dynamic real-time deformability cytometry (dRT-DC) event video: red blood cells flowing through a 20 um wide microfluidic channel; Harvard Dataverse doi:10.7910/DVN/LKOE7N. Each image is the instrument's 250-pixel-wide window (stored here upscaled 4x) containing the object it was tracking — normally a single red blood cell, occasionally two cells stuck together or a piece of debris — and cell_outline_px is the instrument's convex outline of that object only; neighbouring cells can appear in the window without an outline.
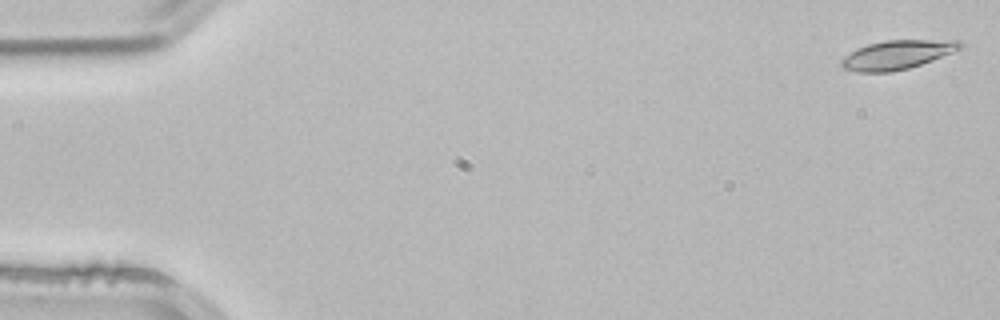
{"species": "common noctule bat (a hibernating species)", "species_latin": "Nyctalus noctula", "temperature_condition": "room temperature", "stored_images_in_passage": 3, "camera_frame_rate_fps": 3000, "um_per_image_px": 0.085, "animal": {"sex": "male", "body_mass_g": 21.5, "forearm_length_mm": 52.0}, "frame": {"image": 1, "passage_image": 1, "time_ms": 0.0, "image_size_px": [1000, 320], "cell_outline_px": [[964, 48], [932, 60], [908, 68], [892, 72], [856, 72], [844, 68], [840, 64], [840, 60], [844, 56], [856, 48], [868, 44], [884, 40], [960, 40], [964, 44]], "centroid_in_image_um": [76.26, 4.64], "position_along_channel_um": 8.7, "area_um2": 20.17}}
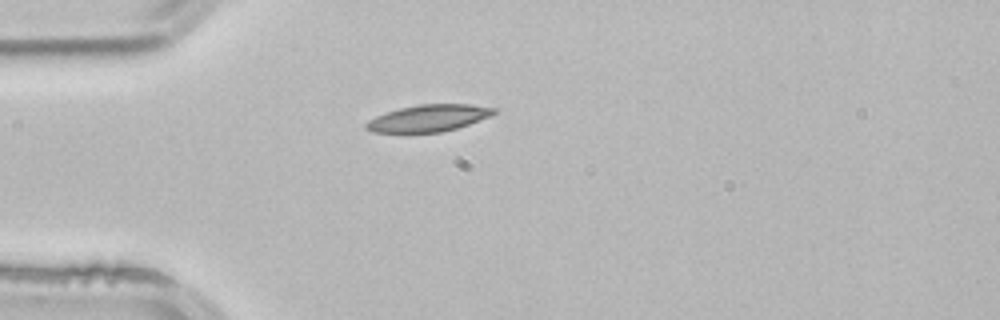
{"frame": {"image": 2, "passage_image": 3, "time_ms": 0.667, "image_size_px": [1000, 320], "cell_outline_px": [[496, 112], [492, 116], [456, 128], [440, 132], [372, 132], [364, 128], [364, 124], [368, 120], [384, 112], [400, 108], [420, 104], [468, 104], [496, 108]], "centroid_in_image_um": [36.4, 10.03], "position_along_channel_um": 48.6, "area_um2": 19.94}}